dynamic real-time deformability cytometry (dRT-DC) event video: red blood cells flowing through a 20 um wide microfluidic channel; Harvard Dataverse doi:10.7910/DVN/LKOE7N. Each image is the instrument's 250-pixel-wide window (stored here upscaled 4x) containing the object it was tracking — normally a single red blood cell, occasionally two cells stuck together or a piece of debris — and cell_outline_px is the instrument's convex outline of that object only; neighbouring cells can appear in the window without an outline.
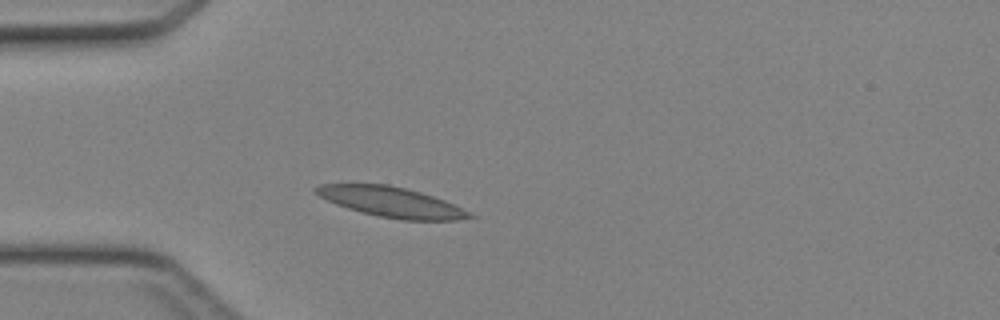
{"species": "Egyptian fruit bat (a non-hibernating species)", "species_latin": "Rousettus aegyptiacus", "temperature_condition": "cold", "stored_images_in_passage": 2, "camera_frame_rate_fps": 3000, "um_per_image_px": 0.085, "animal": {"sex": "female"}, "frame": {"image": 1, "passage_image": 2, "time_ms": 0.333, "image_size_px": [1000, 320], "cell_outline_px": [[476, 216], [456, 220], [400, 220], [360, 212], [336, 204], [320, 196], [312, 188], [320, 184], [388, 184], [420, 192], [444, 200]], "centroid_in_image_um": [33.23, 17.17], "position_along_channel_um": 51.8, "area_um2": 26.53}}